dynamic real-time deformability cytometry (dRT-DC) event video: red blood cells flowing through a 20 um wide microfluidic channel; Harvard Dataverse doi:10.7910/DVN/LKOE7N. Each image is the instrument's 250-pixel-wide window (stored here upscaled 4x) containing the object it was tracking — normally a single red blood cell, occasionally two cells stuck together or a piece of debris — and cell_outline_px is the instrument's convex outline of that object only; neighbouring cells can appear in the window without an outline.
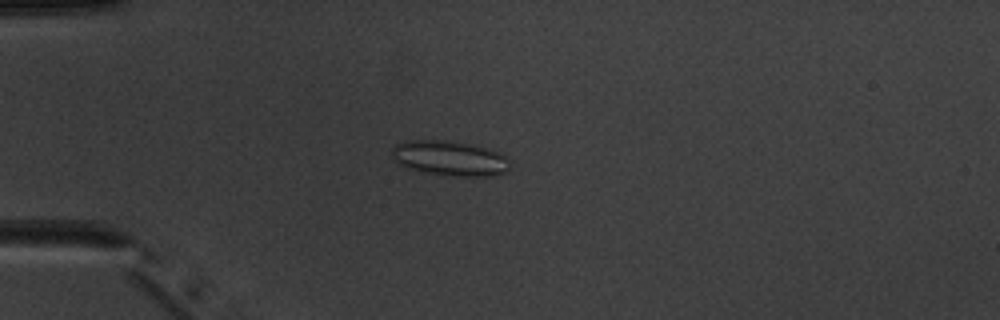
{"species": "common noctule bat (a hibernating species)", "species_latin": "Nyctalus noctula", "temperature_condition": "warm", "stored_images_in_passage": 7, "camera_frame_rate_fps": 3000, "um_per_image_px": 0.085, "animal": {"sex": "male", "body_mass_g": 20.1, "forearm_length_mm": 53.5}, "frame": {"image": 1, "passage_image": 3, "time_ms": 2.333, "image_size_px": [1000, 320], "cell_outline_px": [[512, 160], [508, 172], [492, 176], [452, 176], [420, 172], [404, 168], [392, 160], [392, 148], [396, 144], [404, 140], [444, 140], [468, 144], [500, 152]], "centroid_in_image_um": [38.21, 13.47], "position_along_channel_um": 46.8, "area_um2": 24.62}}
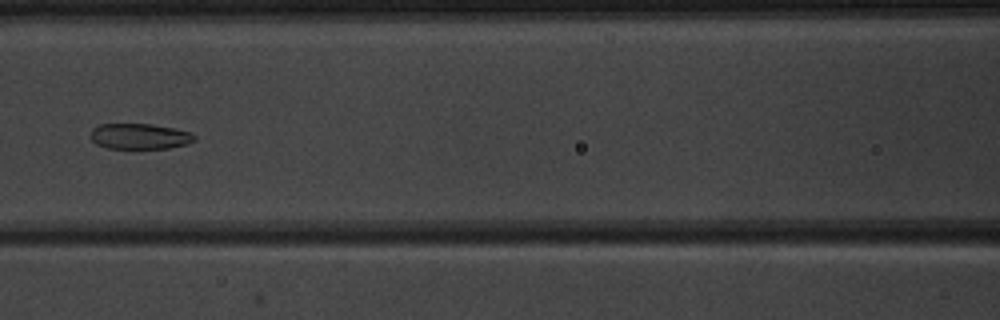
{"frame": {"image": 2, "passage_image": 6, "time_ms": 5.667, "image_size_px": [1000, 320], "cell_outline_px": [[196, 140], [184, 144], [168, 148], [108, 148], [96, 144], [92, 140], [92, 128], [100, 124], [152, 124], [176, 128], [192, 132], [196, 136]], "centroid_in_image_um": [11.9, 11.57], "position_along_channel_um": 154.7, "area_um2": 15.49}}
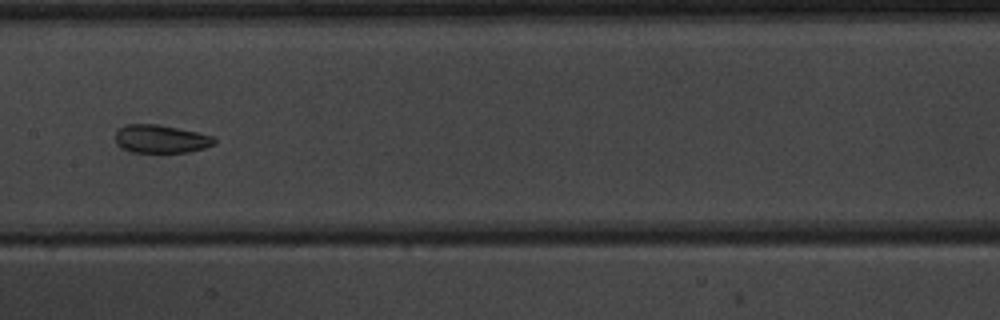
{"frame": {"image": 3, "passage_image": 7, "time_ms": 6.667, "image_size_px": [1000, 320], "cell_outline_px": [[216, 144], [204, 148], [188, 152], [132, 152], [120, 148], [116, 144], [116, 132], [124, 124], [160, 124], [196, 132], [212, 136], [216, 140]], "centroid_in_image_um": [13.66, 11.81], "position_along_channel_um": 193.7, "area_um2": 16.3}}